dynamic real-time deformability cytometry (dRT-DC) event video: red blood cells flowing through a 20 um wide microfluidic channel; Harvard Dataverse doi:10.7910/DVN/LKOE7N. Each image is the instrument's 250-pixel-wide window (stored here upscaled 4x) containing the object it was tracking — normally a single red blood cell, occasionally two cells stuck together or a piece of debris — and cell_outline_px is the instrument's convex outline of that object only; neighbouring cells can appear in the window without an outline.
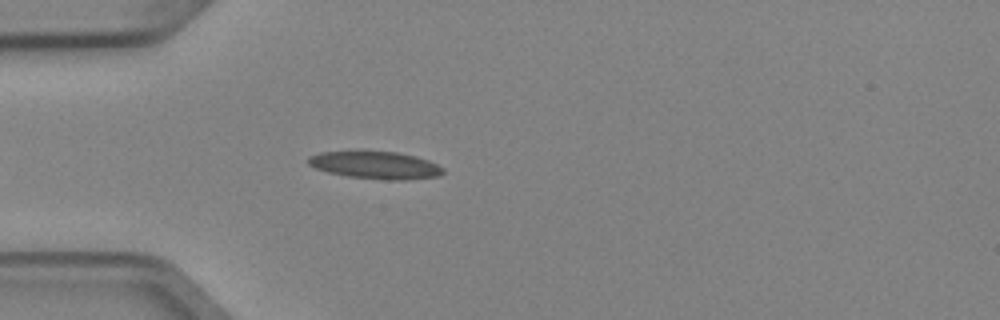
{"species": "Egyptian fruit bat (a non-hibernating species)", "species_latin": "Rousettus aegyptiacus", "temperature_condition": "cold", "stored_images_in_passage": 5, "camera_frame_rate_fps": 3000, "um_per_image_px": 0.085, "animal": {"sex": "female"}, "frame": {"image": 1, "passage_image": 5, "time_ms": 1.333, "image_size_px": [1000, 320], "cell_outline_px": [[444, 172], [440, 176], [408, 180], [388, 180], [348, 176], [328, 172], [316, 168], [308, 164], [308, 156], [320, 152], [396, 152], [416, 156], [428, 160], [444, 168]], "centroid_in_image_um": [31.95, 14.05], "position_along_channel_um": 53.0, "area_um2": 21.39}}